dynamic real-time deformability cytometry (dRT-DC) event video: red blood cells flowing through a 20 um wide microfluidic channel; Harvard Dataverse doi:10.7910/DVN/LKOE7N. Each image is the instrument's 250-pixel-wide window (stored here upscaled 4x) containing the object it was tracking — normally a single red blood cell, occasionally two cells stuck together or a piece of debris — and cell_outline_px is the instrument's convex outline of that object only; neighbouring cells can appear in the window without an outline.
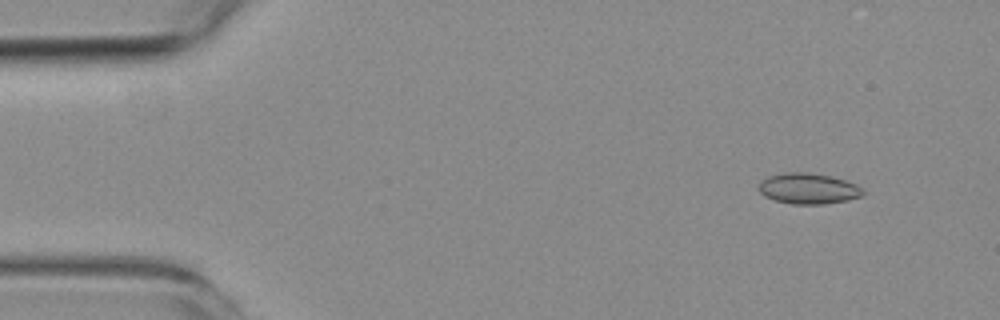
{"species": "common noctule bat (a hibernating species)", "species_latin": "Nyctalus noctula", "temperature_condition": "room temperature", "stored_images_in_passage": 5, "camera_frame_rate_fps": 3000, "um_per_image_px": 0.085, "animal": {"sex": "female", "body_mass_g": 19.3, "forearm_length_mm": 54.1}, "frame": {"image": 1, "passage_image": 2, "time_ms": 1.0, "image_size_px": [1000, 320], "cell_outline_px": [[864, 192], [860, 196], [848, 200], [824, 204], [792, 204], [776, 200], [764, 196], [760, 192], [760, 180], [768, 176], [784, 172], [808, 172], [832, 176], [856, 184]], "centroid_in_image_um": [68.69, 16.02], "position_along_channel_um": 16.3, "area_um2": 18.61}}
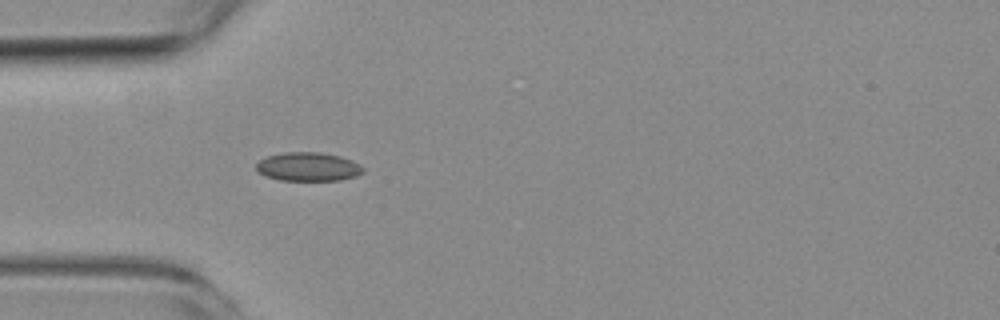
{"frame": {"image": 2, "passage_image": 5, "time_ms": 4.667, "image_size_px": [1000, 320], "cell_outline_px": [[364, 172], [356, 176], [340, 180], [280, 180], [264, 176], [256, 168], [256, 164], [260, 160], [268, 156], [284, 152], [320, 152], [340, 156], [352, 160], [360, 164], [364, 168]], "centroid_in_image_um": [26.22, 14.17], "position_along_channel_um": 58.8, "area_um2": 17.92}}